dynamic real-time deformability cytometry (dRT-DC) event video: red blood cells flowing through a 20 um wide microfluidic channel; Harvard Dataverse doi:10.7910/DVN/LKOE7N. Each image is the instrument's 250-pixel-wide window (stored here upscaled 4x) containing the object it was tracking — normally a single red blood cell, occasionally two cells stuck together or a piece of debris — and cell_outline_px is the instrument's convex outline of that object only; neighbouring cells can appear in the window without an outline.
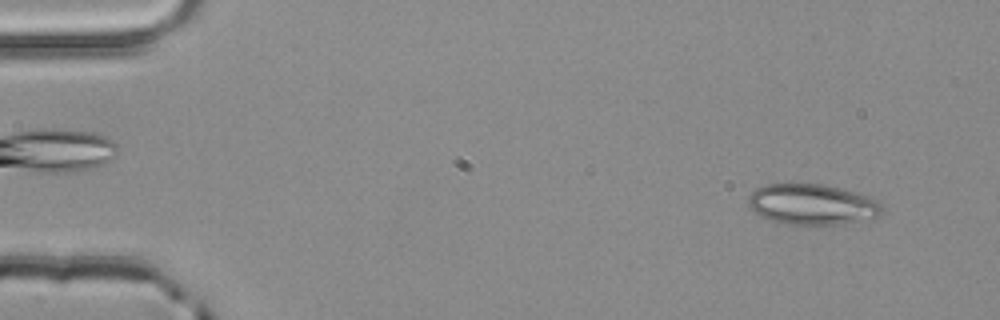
{"species": "common noctule bat (a hibernating species)", "species_latin": "Nyctalus noctula", "temperature_condition": "room temperature", "stored_images_in_passage": 4, "segment_of_instrument_passage": [2, 2], "camera_frame_rate_fps": 3000, "um_per_image_px": 0.085, "animal": {"sex": "male", "body_mass_g": 20.4}, "frame": {"image": 1, "passage_image": 4, "time_ms": 1.0, "image_size_px": [1000, 320], "cell_outline_px": [[884, 212], [880, 216], [844, 224], [812, 228], [776, 224], [760, 216], [748, 204], [748, 196], [756, 188], [764, 184], [820, 184], [840, 188], [872, 196], [884, 208]], "centroid_in_image_um": [69.04, 17.43], "position_along_channel_um": 16.0, "area_um2": 33.0}}